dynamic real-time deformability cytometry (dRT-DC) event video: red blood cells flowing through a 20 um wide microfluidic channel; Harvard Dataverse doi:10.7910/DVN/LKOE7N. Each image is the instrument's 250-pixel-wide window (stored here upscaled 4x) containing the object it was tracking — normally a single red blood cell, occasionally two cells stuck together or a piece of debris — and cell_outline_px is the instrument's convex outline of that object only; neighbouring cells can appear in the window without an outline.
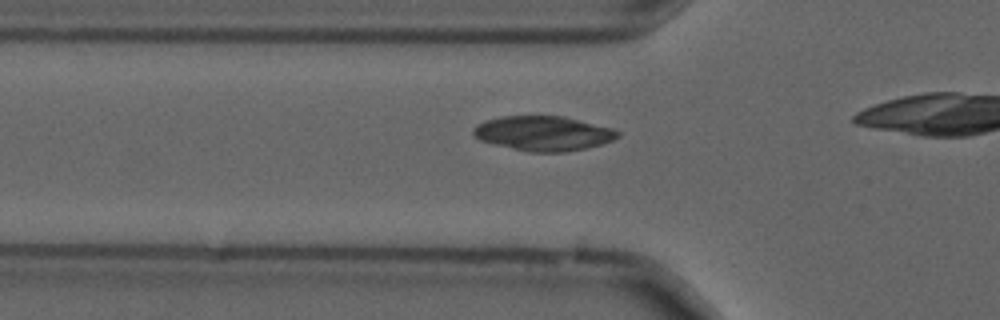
{"species": "common noctule bat (a hibernating species)", "species_latin": "Nyctalus noctula", "temperature_condition": "cold", "stored_images_in_passage": 23, "camera_frame_rate_fps": 3000, "um_per_image_px": 0.085, "animal": {"sex": "male", "forearm_length_mm": 52.5}, "frame": {"image": 1, "passage_image": 14, "time_ms": 4.333, "image_size_px": [1000, 320], "cell_outline_px": [[620, 136], [612, 140], [600, 144], [584, 148], [564, 152], [528, 152], [480, 140], [472, 132], [472, 128], [476, 124], [484, 120], [500, 116], [564, 116], [612, 128], [620, 132]], "centroid_in_image_um": [46.16, 11.32], "position_along_channel_um": 79.6, "area_um2": 29.07}}
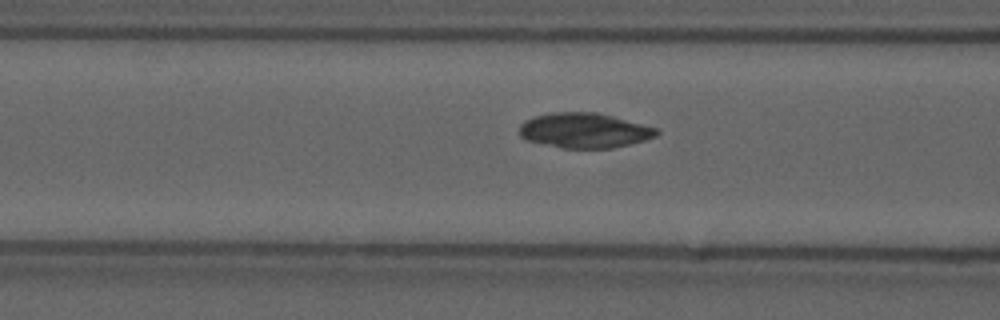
{"frame": {"image": 2, "passage_image": 17, "time_ms": 5.333, "image_size_px": [1000, 320], "cell_outline_px": [[660, 132], [656, 136], [644, 140], [612, 148], [560, 148], [524, 140], [520, 136], [520, 124], [524, 120], [532, 116], [552, 112], [596, 112], [612, 116], [656, 128]], "centroid_in_image_um": [49.6, 11.09], "position_along_channel_um": 117.0, "area_um2": 28.03}}